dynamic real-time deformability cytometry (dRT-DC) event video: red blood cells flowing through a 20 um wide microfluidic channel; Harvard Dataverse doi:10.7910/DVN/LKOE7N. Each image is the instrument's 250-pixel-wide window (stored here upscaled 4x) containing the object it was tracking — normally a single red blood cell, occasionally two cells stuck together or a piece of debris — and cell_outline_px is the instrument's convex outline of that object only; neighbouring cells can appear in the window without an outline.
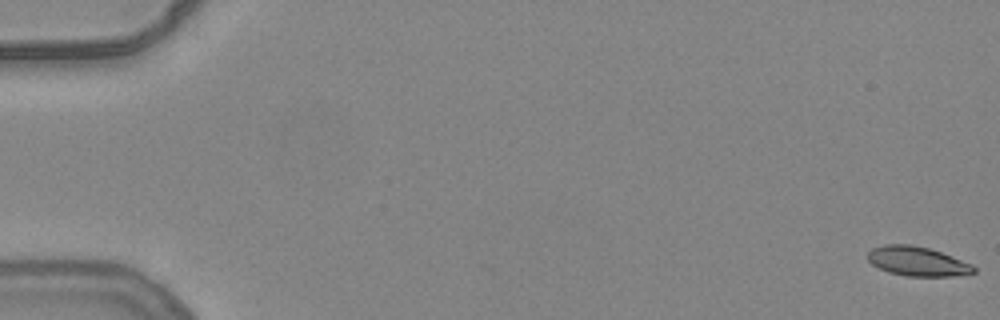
{"species": "common noctule bat (a hibernating species)", "species_latin": "Nyctalus noctula", "temperature_condition": "warm", "stored_images_in_passage": 50, "camera_frame_rate_fps": 3000, "um_per_image_px": 0.085, "animal": {"sex": "female", "body_mass_g": 24.6, "forearm_length_mm": 56.2}, "frame": {"image": 1, "passage_image": 1, "time_ms": 0.0, "image_size_px": [1000, 320], "cell_outline_px": [[976, 272], [952, 276], [908, 276], [888, 272], [872, 264], [868, 260], [868, 252], [872, 248], [884, 244], [912, 244], [928, 248], [952, 256], [972, 264], [976, 268]], "centroid_in_image_um": [77.97, 22.2], "position_along_channel_um": 7.0, "area_um2": 18.09}}
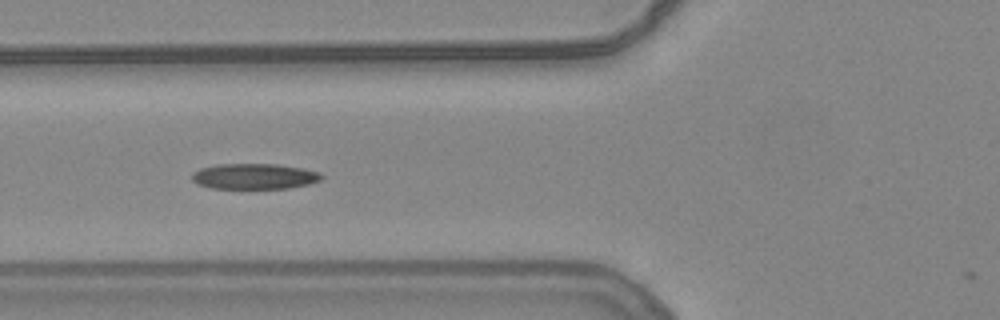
{"frame": {"image": 2, "passage_image": 22, "time_ms": 7.0, "image_size_px": [1000, 320], "cell_outline_px": [[324, 176], [320, 180], [308, 184], [288, 188], [212, 188], [196, 184], [192, 180], [192, 172], [200, 168], [216, 164], [276, 164], [304, 168], [320, 172]], "centroid_in_image_um": [21.61, 14.98], "position_along_channel_um": 104.2, "area_um2": 19.42}}
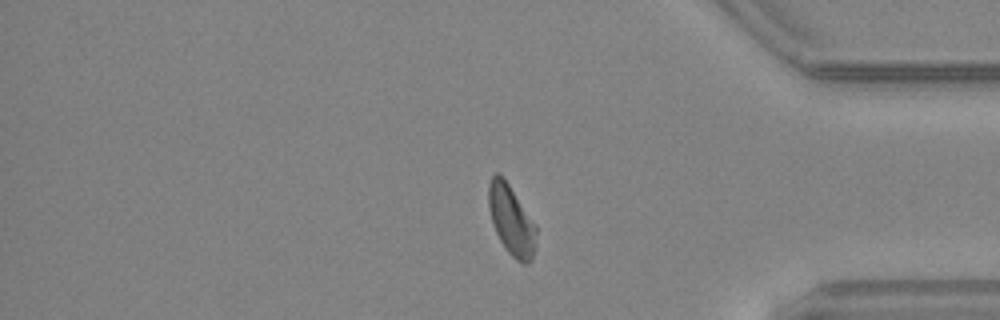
{"frame": {"image": 3, "passage_image": 46, "time_ms": 15.0, "image_size_px": [1000, 320], "cell_outline_px": [[536, 232], [532, 260], [528, 264], [520, 264], [508, 252], [500, 240], [496, 232], [488, 208], [488, 184], [492, 176], [496, 172], [500, 172], [504, 176], [536, 224]], "centroid_in_image_um": [43.45, 18.67], "position_along_channel_um": 391.7, "area_um2": 19.59}}